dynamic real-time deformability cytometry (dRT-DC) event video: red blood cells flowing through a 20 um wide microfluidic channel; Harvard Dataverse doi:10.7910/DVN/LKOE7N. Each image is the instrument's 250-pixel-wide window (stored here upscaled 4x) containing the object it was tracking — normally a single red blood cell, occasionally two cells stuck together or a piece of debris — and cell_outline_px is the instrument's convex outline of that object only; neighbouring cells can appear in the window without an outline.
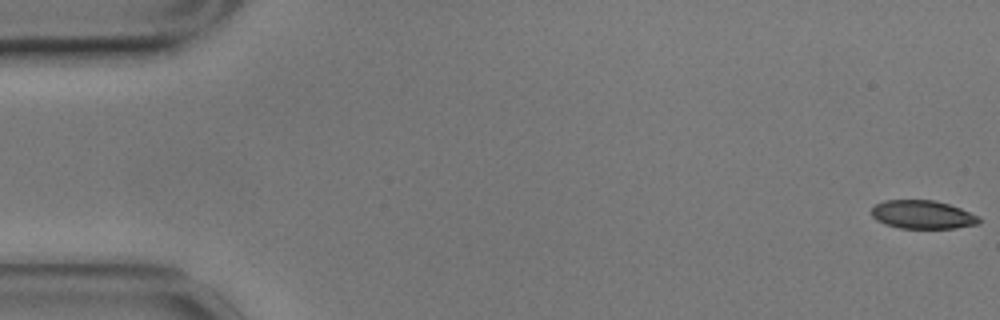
{"species": "common noctule bat (a hibernating species)", "species_latin": "Nyctalus noctula", "temperature_condition": "cold", "stored_images_in_passage": 57, "camera_frame_rate_fps": 3000, "um_per_image_px": 0.085, "animal": {"sex": "male", "body_mass_g": 17.9}, "frame": {"image": 1, "passage_image": 1, "time_ms": 0.0, "image_size_px": [1000, 320], "cell_outline_px": [[980, 224], [956, 228], [900, 228], [884, 224], [876, 220], [872, 216], [872, 208], [876, 204], [884, 200], [936, 200], [960, 208], [980, 216]], "centroid_in_image_um": [78.43, 18.24], "position_along_channel_um": 6.6, "area_um2": 17.92}}
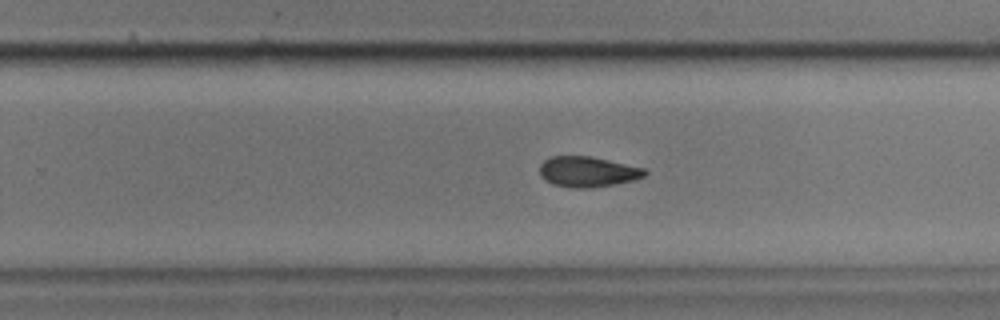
{"frame": {"image": 2, "passage_image": 36, "time_ms": 11.667, "image_size_px": [1000, 320], "cell_outline_px": [[648, 172], [644, 176], [632, 180], [616, 184], [592, 188], [572, 188], [552, 184], [544, 180], [540, 176], [540, 164], [544, 160], [552, 156], [592, 156], [644, 168]], "centroid_in_image_um": [49.93, 14.6], "position_along_channel_um": 279.9, "area_um2": 18.79}}
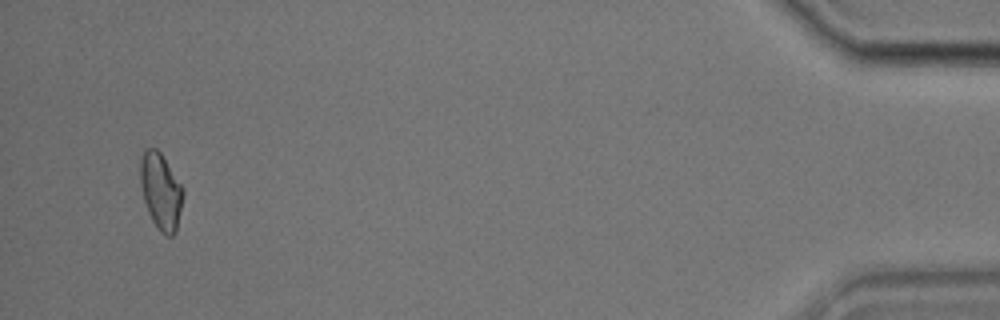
{"frame": {"image": 3, "passage_image": 55, "time_ms": 18.0, "image_size_px": [1000, 320], "cell_outline_px": [[184, 196], [176, 232], [172, 236], [164, 236], [160, 232], [152, 220], [148, 212], [144, 200], [140, 184], [140, 156], [148, 148], [156, 148], [160, 152], [184, 188]], "centroid_in_image_um": [13.68, 16.28], "position_along_channel_um": 421.5, "area_um2": 19.19}, "authors_computed_cell_mechanics": {"area_um2": 18.9006, "velocity_mm_per_s": 3.5, "shape_relaxation_time_tau1_ms": 8.5607, "shape_relaxation_time_tau2_ms": null, "deformation_change_tau1": 0.1894, "deformation_change_tau2": null}}